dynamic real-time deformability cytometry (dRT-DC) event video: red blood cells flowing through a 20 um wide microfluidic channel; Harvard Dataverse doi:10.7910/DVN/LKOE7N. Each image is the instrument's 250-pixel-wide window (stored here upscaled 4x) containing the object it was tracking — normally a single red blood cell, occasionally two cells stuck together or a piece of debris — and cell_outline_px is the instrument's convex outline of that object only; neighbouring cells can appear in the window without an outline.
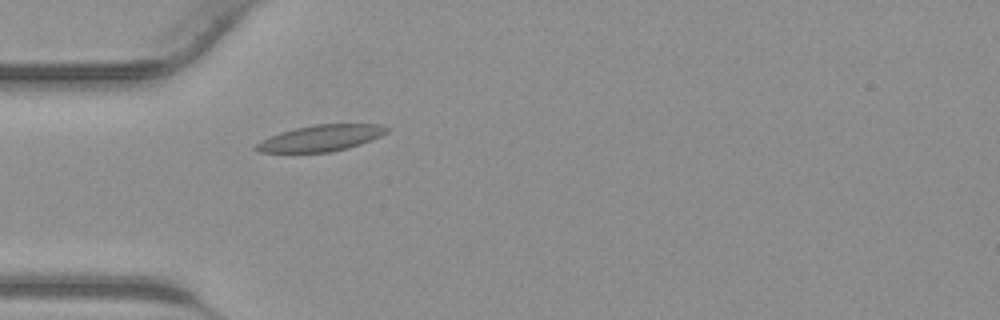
{"species": "common noctule bat (a hibernating species)", "species_latin": "Nyctalus noctula", "temperature_condition": "warm", "stored_images_in_passage": 42, "camera_frame_rate_fps": 3000, "um_per_image_px": 0.085, "animal": {"sex": "male", "body_mass_g": 23.1, "forearm_length_mm": 52.7}, "frame": {"image": 1, "passage_image": 12, "time_ms": 3.667, "image_size_px": [1000, 320], "cell_outline_px": [[392, 128], [388, 132], [380, 136], [360, 144], [348, 148], [332, 152], [260, 152], [252, 148], [256, 144], [280, 132], [296, 128], [316, 124], [380, 124]], "centroid_in_image_um": [27.33, 11.73], "position_along_channel_um": 57.7, "area_um2": 19.83}}
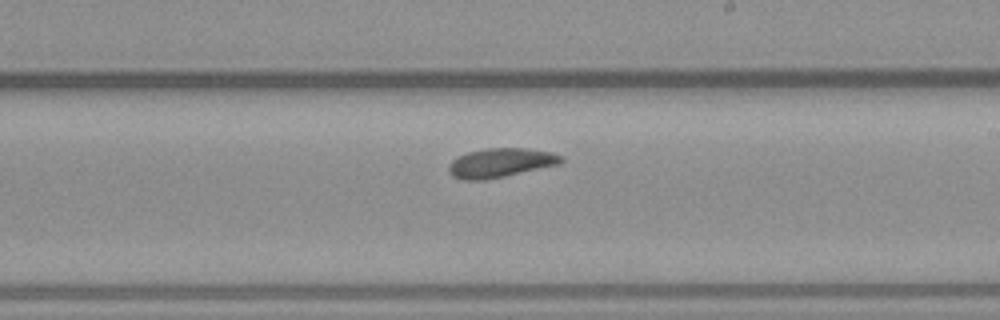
{"frame": {"image": 2, "passage_image": 24, "time_ms": 7.667, "image_size_px": [1000, 320], "cell_outline_px": [[564, 160], [560, 164], [504, 176], [484, 180], [464, 180], [452, 176], [448, 172], [448, 164], [456, 156], [468, 152], [488, 148], [528, 148], [552, 152], [564, 156]], "centroid_in_image_um": [42.54, 13.83], "position_along_channel_um": 246.5, "area_um2": 19.25}}
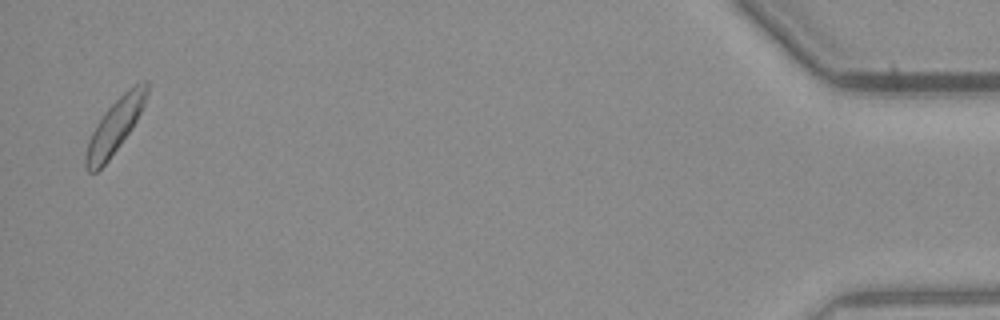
{"frame": {"image": 3, "passage_image": 41, "time_ms": 13.333, "image_size_px": [1000, 320], "cell_outline_px": [[148, 92], [144, 104], [132, 128], [108, 160], [96, 172], [88, 172], [84, 164], [84, 160], [88, 140], [96, 124], [104, 112], [128, 88], [144, 80], [148, 80]], "centroid_in_image_um": [9.75, 10.72], "position_along_channel_um": 425.4, "area_um2": 18.9}}